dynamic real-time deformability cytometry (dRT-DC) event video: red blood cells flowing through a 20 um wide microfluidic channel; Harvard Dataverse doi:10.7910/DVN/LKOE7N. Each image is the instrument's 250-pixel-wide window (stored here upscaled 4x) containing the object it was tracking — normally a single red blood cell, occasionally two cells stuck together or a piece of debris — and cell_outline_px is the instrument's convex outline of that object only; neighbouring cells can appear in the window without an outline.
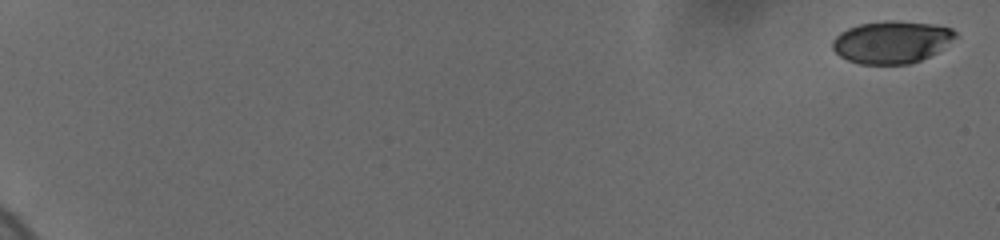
{"species": "human", "species_latin": "Homo sapiens", "temperature_condition": "cold", "stored_images_in_passage": 38, "camera_frame_rate_fps": 3000, "um_per_image_px": 0.085, "donor": {"sex": "female"}, "frame": {"image": 1, "passage_image": 1, "time_ms": 0.0, "image_size_px": [1000, 240], "cell_outline_px": [[960, 36], [936, 52], [920, 60], [908, 64], [860, 64], [848, 60], [840, 56], [832, 48], [832, 40], [840, 32], [848, 28], [860, 24], [888, 20], [896, 20], [936, 24], [952, 28]], "centroid_in_image_um": [75.81, 3.56], "position_along_channel_um": 9.2, "area_um2": 30.52}}
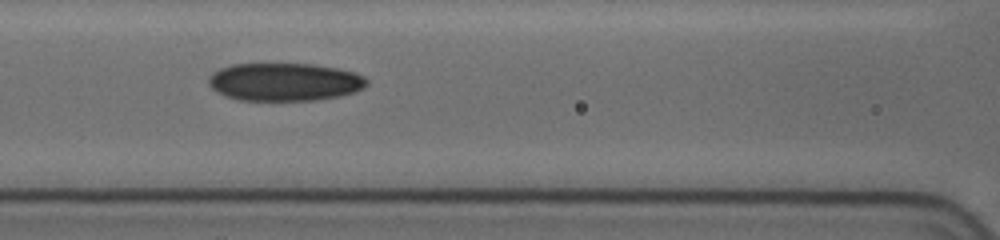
{"frame": {"image": 2, "passage_image": 25, "time_ms": 9.667, "image_size_px": [1000, 240], "cell_outline_px": [[368, 84], [364, 88], [356, 92], [340, 96], [316, 100], [240, 100], [224, 96], [212, 88], [208, 84], [208, 76], [212, 72], [220, 68], [232, 64], [312, 64], [340, 68], [356, 72], [364, 76], [368, 80]], "centroid_in_image_um": [24.21, 6.96], "position_along_channel_um": 142.4, "area_um2": 35.37}}
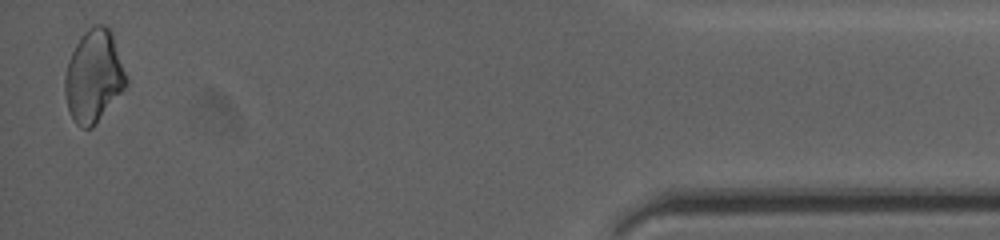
{"frame": {"image": 3, "passage_image": 38, "time_ms": 19.0, "image_size_px": [1000, 240], "cell_outline_px": [[128, 84], [92, 128], [80, 128], [72, 120], [68, 112], [64, 92], [64, 80], [68, 60], [76, 44], [84, 32], [88, 28], [96, 24], [104, 24], [112, 32], [128, 80]], "centroid_in_image_um": [7.95, 6.49], "position_along_channel_um": 427.2, "area_um2": 33.06}, "authors_computed_cell_mechanics": {"area_um2": 32.6859, "velocity_mm_per_s": 3.7294, "shape_relaxation_time_tau1_ms": 6.9206, "shape_relaxation_time_tau2_ms": null, "deformation_change_tau1": 0.1288, "deformation_change_tau2": null}}